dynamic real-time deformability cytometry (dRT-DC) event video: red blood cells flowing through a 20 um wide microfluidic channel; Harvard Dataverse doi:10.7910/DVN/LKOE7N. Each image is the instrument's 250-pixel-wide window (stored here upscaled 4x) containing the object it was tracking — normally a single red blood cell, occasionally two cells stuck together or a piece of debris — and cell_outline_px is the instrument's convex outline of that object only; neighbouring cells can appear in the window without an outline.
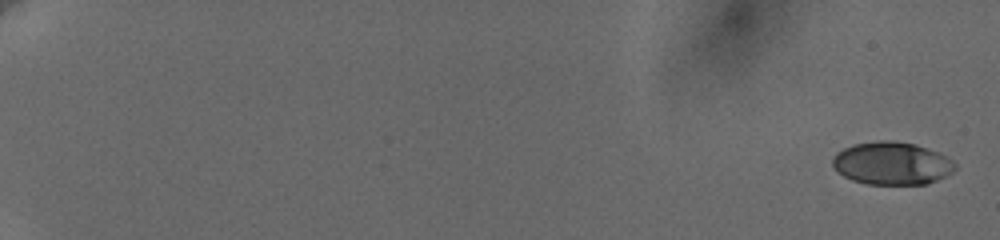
{"species": "human", "species_latin": "Homo sapiens", "temperature_condition": "cold", "stored_images_in_passage": 9, "camera_frame_rate_fps": 3000, "um_per_image_px": 0.085, "donor": {"sex": "female"}, "frame": {"image": 1, "passage_image": 1, "time_ms": 0.0, "image_size_px": [1000, 240], "cell_outline_px": [[956, 168], [952, 172], [928, 184], [868, 184], [852, 180], [844, 176], [832, 164], [832, 160], [836, 152], [852, 144], [880, 140], [888, 140], [916, 144], [940, 152], [948, 156], [956, 164]], "centroid_in_image_um": [75.83, 13.87], "position_along_channel_um": 9.2, "area_um2": 30.63}}
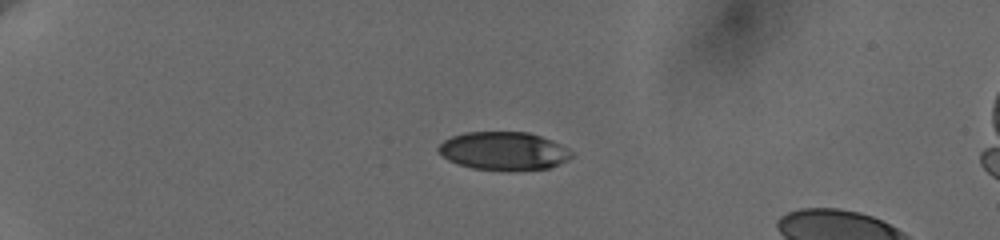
{"frame": {"image": 2, "passage_image": 6, "time_ms": 5.333, "image_size_px": [1000, 240], "cell_outline_px": [[572, 156], [568, 160], [548, 168], [472, 168], [448, 160], [436, 148], [444, 140], [452, 136], [464, 132], [528, 132], [552, 140], [568, 148], [572, 152]], "centroid_in_image_um": [42.81, 12.78], "position_along_channel_um": 42.2, "area_um2": 28.78}}
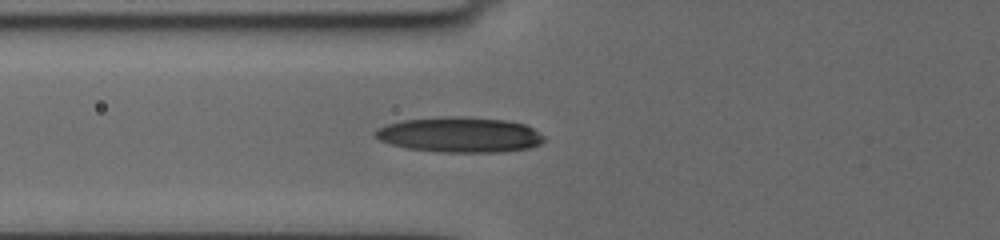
{"frame": {"image": 3, "passage_image": 9, "time_ms": 8.333, "image_size_px": [1000, 240], "cell_outline_px": [[544, 140], [540, 144], [528, 148], [500, 152], [436, 152], [408, 148], [392, 144], [380, 140], [376, 136], [376, 132], [380, 128], [388, 124], [404, 120], [504, 120], [524, 124], [532, 128], [544, 136]], "centroid_in_image_um": [39.14, 11.52], "position_along_channel_um": 86.7, "area_um2": 32.71}}